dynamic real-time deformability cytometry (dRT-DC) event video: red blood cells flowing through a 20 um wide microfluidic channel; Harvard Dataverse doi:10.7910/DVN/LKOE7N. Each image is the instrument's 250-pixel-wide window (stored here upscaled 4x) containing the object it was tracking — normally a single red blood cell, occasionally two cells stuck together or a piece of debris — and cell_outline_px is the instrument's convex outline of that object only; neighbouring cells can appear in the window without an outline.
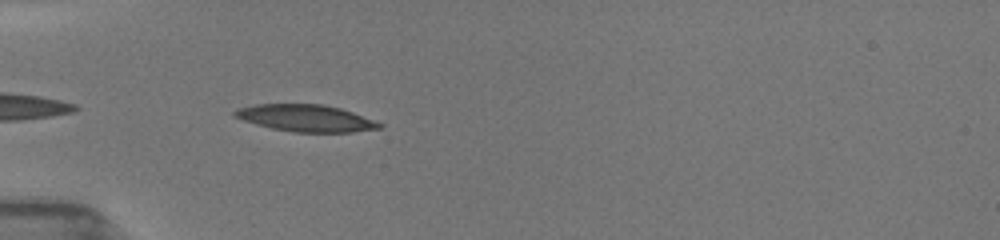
{"species": "common noctule bat (a hibernating species)", "species_latin": "Nyctalus noctula", "temperature_condition": "room temperature", "stored_images_in_passage": 19, "camera_frame_rate_fps": 3000, "um_per_image_px": 0.085, "animal": {"sex": "female", "body_mass_g": 19.5, "forearm_length_mm": 54.1}, "frame": {"image": 1, "passage_image": 3, "time_ms": 1.333, "image_size_px": [1000, 240], "cell_outline_px": [[384, 124], [380, 128], [352, 132], [292, 132], [272, 128], [256, 124], [232, 116], [232, 112], [236, 108], [256, 104], [324, 104], [340, 108], [352, 112]], "centroid_in_image_um": [25.96, 10.03], "position_along_channel_um": 59.0, "area_um2": 22.66}}
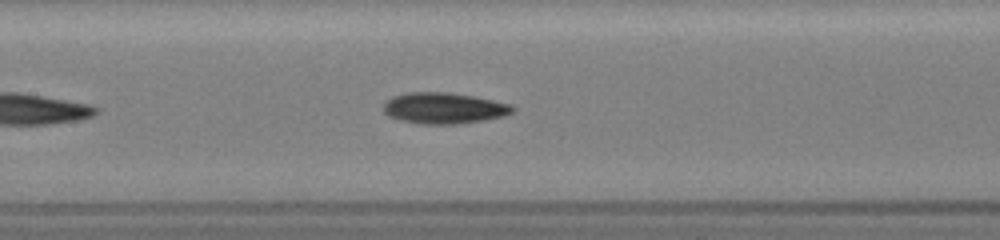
{"frame": {"image": 2, "passage_image": 7, "time_ms": 4.333, "image_size_px": [1000, 240], "cell_outline_px": [[516, 108], [512, 112], [504, 116], [484, 120], [460, 124], [420, 124], [400, 120], [388, 116], [384, 112], [384, 104], [392, 96], [404, 92], [448, 92], [472, 96], [492, 100], [508, 104]], "centroid_in_image_um": [37.7, 9.19], "position_along_channel_um": 169.7, "area_um2": 23.41}}
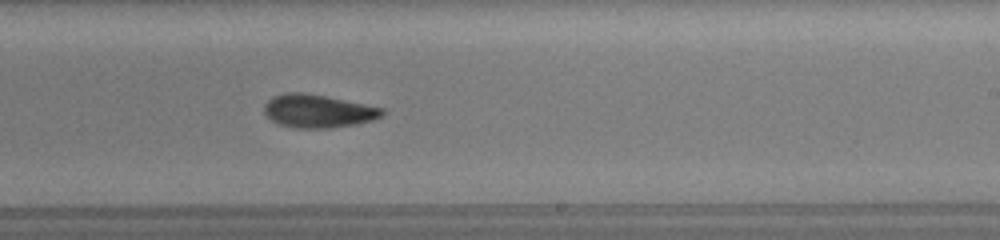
{"frame": {"image": 3, "passage_image": 14, "time_ms": 6.667, "image_size_px": [1000, 240], "cell_outline_px": [[384, 116], [372, 120], [356, 124], [328, 128], [296, 128], [280, 124], [272, 120], [264, 112], [264, 104], [272, 96], [284, 92], [304, 92], [384, 108]], "centroid_in_image_um": [27.02, 9.43], "position_along_channel_um": 262.0, "area_um2": 22.72}}